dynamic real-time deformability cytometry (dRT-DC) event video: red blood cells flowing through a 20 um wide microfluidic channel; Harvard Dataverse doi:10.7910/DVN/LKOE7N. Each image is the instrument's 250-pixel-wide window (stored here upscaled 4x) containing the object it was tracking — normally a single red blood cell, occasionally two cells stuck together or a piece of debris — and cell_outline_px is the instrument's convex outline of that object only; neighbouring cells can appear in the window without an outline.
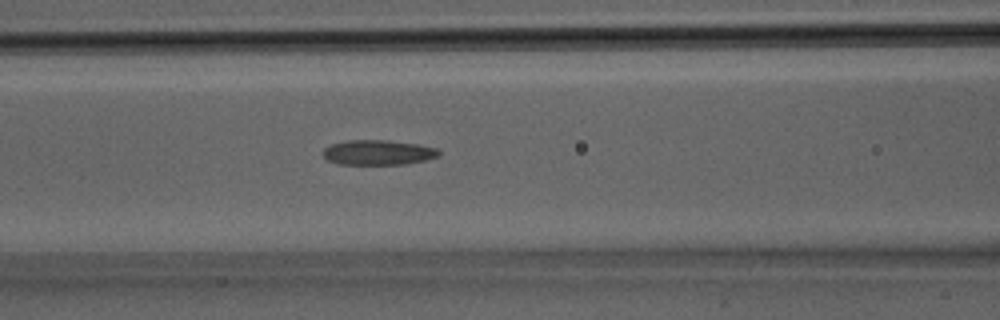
{"species": "Egyptian fruit bat (a non-hibernating species)", "species_latin": "Rousettus aegyptiacus", "temperature_condition": "room temperature", "stored_images_in_passage": 28, "camera_frame_rate_fps": 3000, "um_per_image_px": 0.085, "animal": {"sex": "male"}, "frame": {"image": 1, "passage_image": 12, "time_ms": 3.667, "image_size_px": [1000, 320], "cell_outline_px": [[440, 156], [424, 160], [404, 164], [340, 164], [328, 160], [324, 156], [324, 148], [332, 144], [348, 140], [388, 140], [420, 144], [436, 148], [440, 152]], "centroid_in_image_um": [32.17, 12.95], "position_along_channel_um": 134.4, "area_um2": 16.76}}
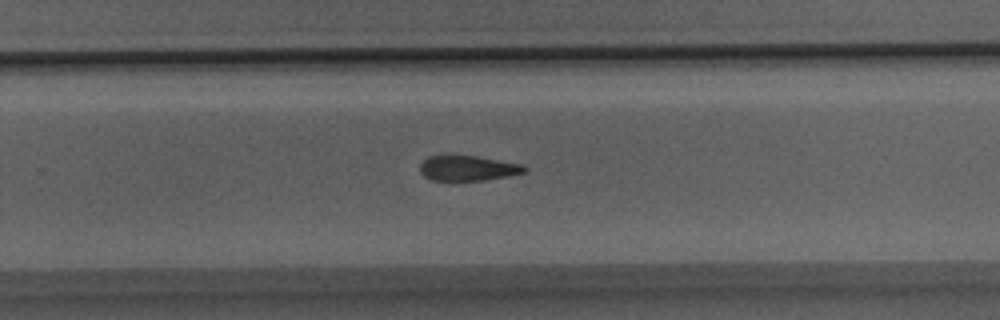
{"frame": {"image": 2, "passage_image": 19, "time_ms": 6.0, "image_size_px": [1000, 320], "cell_outline_px": [[528, 168], [524, 172], [508, 176], [484, 180], [432, 180], [424, 176], [420, 172], [420, 164], [428, 156], [476, 156], [524, 164]], "centroid_in_image_um": [39.79, 14.29], "position_along_channel_um": 290.0, "area_um2": 15.2}}
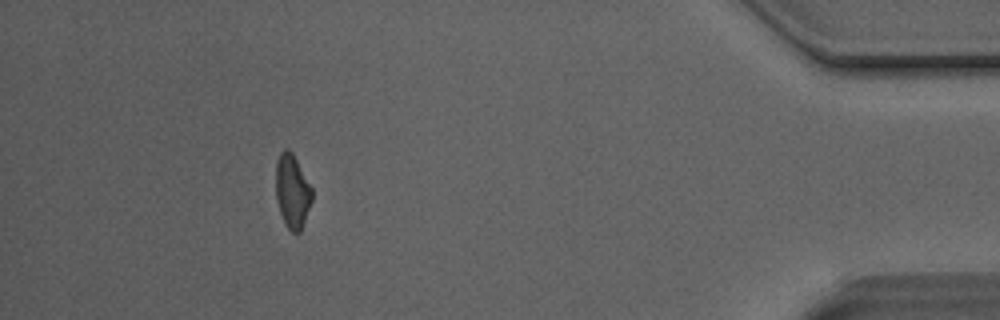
{"frame": {"image": 3, "passage_image": 27, "time_ms": 8.667, "image_size_px": [1000, 320], "cell_outline_px": [[312, 200], [300, 232], [292, 232], [288, 228], [280, 212], [276, 200], [276, 160], [280, 152], [284, 148], [288, 148], [292, 152], [312, 188]], "centroid_in_image_um": [24.83, 16.22], "position_along_channel_um": 410.4, "area_um2": 15.43}}